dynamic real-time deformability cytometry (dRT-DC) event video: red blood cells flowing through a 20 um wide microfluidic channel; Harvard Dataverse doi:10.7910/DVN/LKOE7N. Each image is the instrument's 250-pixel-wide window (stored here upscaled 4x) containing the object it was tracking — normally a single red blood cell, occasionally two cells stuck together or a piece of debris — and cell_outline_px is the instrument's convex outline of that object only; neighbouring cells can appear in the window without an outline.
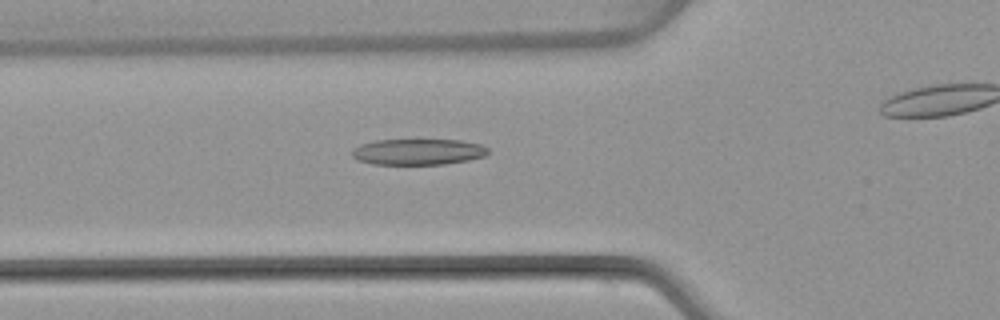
{"species": "common noctule bat (a hibernating species)", "species_latin": "Nyctalus noctula", "temperature_condition": "warm", "stored_images_in_passage": 41, "camera_frame_rate_fps": 3000, "um_per_image_px": 0.085, "animal": {"sex": "female", "body_mass_g": 22.7, "forearm_length_mm": 54.2}, "frame": {"image": 1, "passage_image": 18, "time_ms": 5.667, "image_size_px": [1000, 320], "cell_outline_px": [[488, 152], [484, 156], [468, 160], [444, 164], [372, 164], [356, 160], [352, 156], [352, 148], [360, 144], [376, 140], [460, 140], [480, 144], [488, 148]], "centroid_in_image_um": [35.49, 12.9], "position_along_channel_um": 90.3, "area_um2": 20.63}}
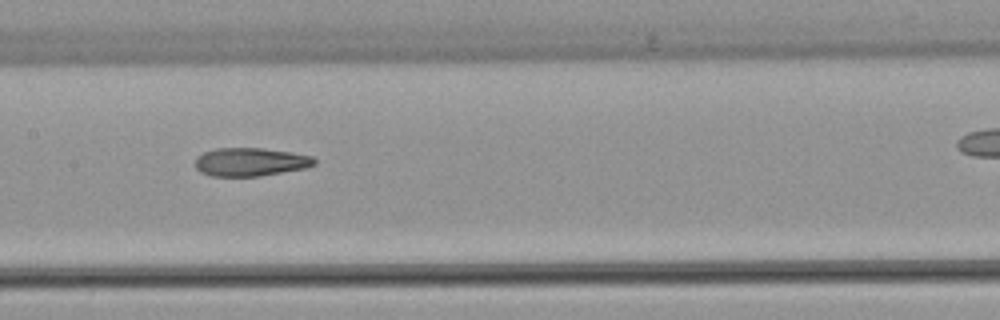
{"frame": {"image": 2, "passage_image": 25, "time_ms": 8.0, "image_size_px": [1000, 320], "cell_outline_px": [[316, 164], [308, 168], [260, 176], [212, 176], [200, 172], [196, 168], [196, 156], [204, 152], [216, 148], [264, 148], [292, 152], [312, 156], [316, 160]], "centroid_in_image_um": [21.32, 13.76], "position_along_channel_um": 186.1, "area_um2": 19.88}}
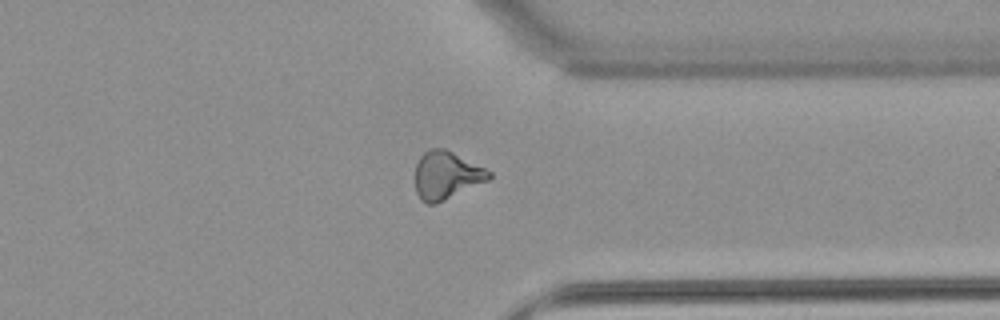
{"frame": {"image": 3, "passage_image": 39, "time_ms": 12.667, "image_size_px": [1000, 320], "cell_outline_px": [[492, 176], [488, 180], [436, 204], [428, 204], [420, 200], [416, 192], [416, 164], [420, 156], [428, 148], [444, 148], [492, 172]], "centroid_in_image_um": [37.92, 14.9], "position_along_channel_um": 373.5, "area_um2": 20.4}}